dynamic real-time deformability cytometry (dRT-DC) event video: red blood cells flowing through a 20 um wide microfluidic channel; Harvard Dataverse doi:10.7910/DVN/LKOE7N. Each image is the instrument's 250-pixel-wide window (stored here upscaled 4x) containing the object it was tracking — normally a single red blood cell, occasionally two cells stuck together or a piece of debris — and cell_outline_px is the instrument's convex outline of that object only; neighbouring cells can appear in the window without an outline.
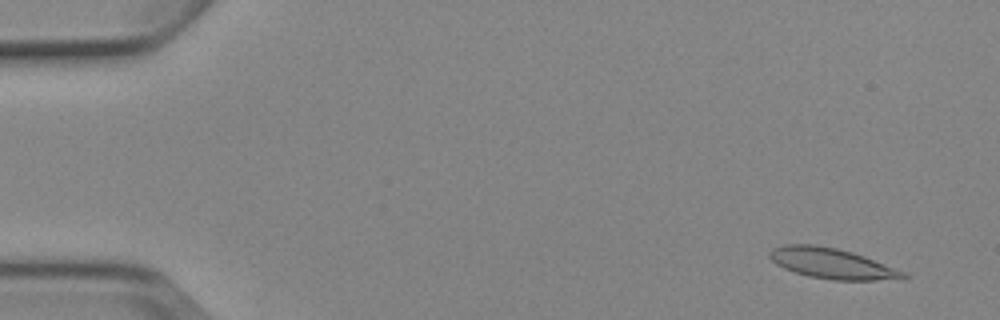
{"species": "Egyptian fruit bat (a non-hibernating species)", "species_latin": "Rousettus aegyptiacus", "temperature_condition": "cold", "stored_images_in_passage": 6, "camera_frame_rate_fps": 3000, "um_per_image_px": 0.085, "animal": {"sex": "female"}, "frame": {"image": 1, "passage_image": 2, "time_ms": 1.0, "image_size_px": [1000, 320], "cell_outline_px": [[908, 276], [900, 280], [832, 280], [808, 276], [784, 268], [776, 264], [768, 256], [768, 252], [772, 248], [784, 244], [816, 244], [836, 248], [852, 252], [864, 256], [904, 272]], "centroid_in_image_um": [70.68, 22.39], "position_along_channel_um": 14.3, "area_um2": 23.76}}